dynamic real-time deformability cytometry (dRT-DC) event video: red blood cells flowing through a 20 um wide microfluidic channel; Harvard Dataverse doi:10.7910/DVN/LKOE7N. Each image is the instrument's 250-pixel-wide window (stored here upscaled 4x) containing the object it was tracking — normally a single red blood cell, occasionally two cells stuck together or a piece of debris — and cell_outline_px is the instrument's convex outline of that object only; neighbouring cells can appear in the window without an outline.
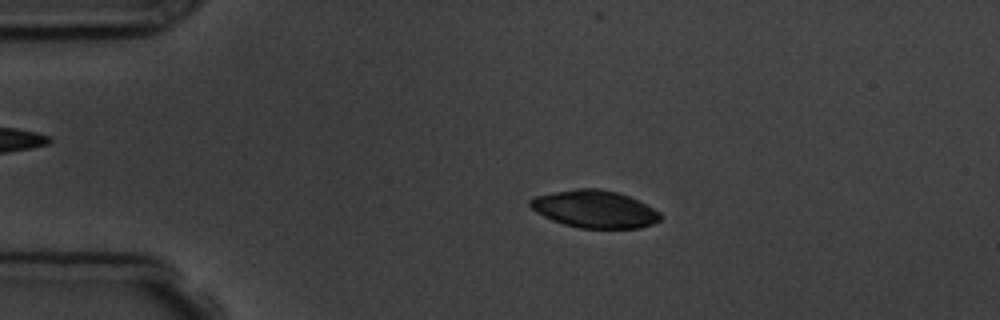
{"species": "common noctule bat (a hibernating species)", "species_latin": "Nyctalus noctula", "temperature_condition": "room temperature", "stored_images_in_passage": 6, "camera_frame_rate_fps": 3000, "um_per_image_px": 0.085, "animal": {"sex": "male", "body_mass_g": 19.5, "forearm_length_mm": 54.6}, "frame": {"image": 1, "passage_image": 3, "time_ms": 3.333, "image_size_px": [1000, 320], "cell_outline_px": [[664, 216], [660, 220], [652, 224], [640, 228], [580, 228], [564, 224], [552, 220], [536, 212], [528, 204], [528, 200], [532, 196], [576, 188], [600, 188], [616, 192], [628, 196], [660, 212]], "centroid_in_image_um": [50.52, 17.77], "position_along_channel_um": 34.5, "area_um2": 28.44}}
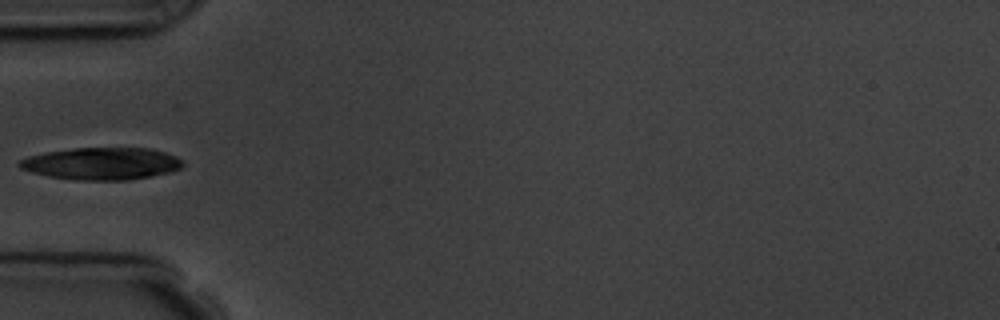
{"frame": {"image": 2, "passage_image": 5, "time_ms": 5.667, "image_size_px": [1000, 320], "cell_outline_px": [[184, 164], [180, 168], [172, 172], [152, 176], [128, 180], [76, 180], [48, 176], [32, 172], [20, 168], [16, 164], [20, 160], [28, 156], [48, 152], [76, 148], [148, 148], [164, 152], [176, 156], [184, 160]], "centroid_in_image_um": [8.67, 13.91], "position_along_channel_um": 76.3, "area_um2": 30.69}}